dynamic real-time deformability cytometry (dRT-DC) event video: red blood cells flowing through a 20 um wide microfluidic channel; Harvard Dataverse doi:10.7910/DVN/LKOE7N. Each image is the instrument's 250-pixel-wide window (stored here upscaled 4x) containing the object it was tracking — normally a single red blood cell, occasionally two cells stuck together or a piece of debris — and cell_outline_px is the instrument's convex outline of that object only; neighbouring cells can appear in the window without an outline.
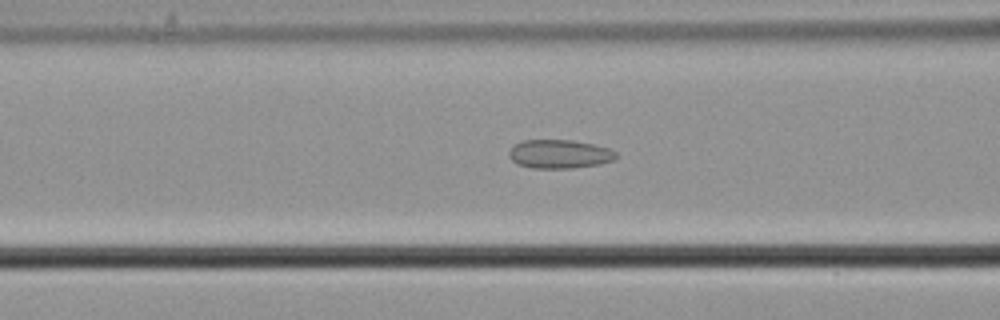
{"species": "common noctule bat (a hibernating species)", "species_latin": "Nyctalus noctula", "temperature_condition": "cold", "stored_images_in_passage": 47, "camera_frame_rate_fps": 3000, "um_per_image_px": 0.085, "animal": {"sex": "male", "body_mass_g": 21.5, "forearm_length_mm": 52.0}, "frame": {"image": 1, "passage_image": 16, "time_ms": 5.0, "image_size_px": [1000, 320], "cell_outline_px": [[616, 156], [612, 160], [600, 164], [572, 168], [532, 168], [516, 164], [508, 156], [508, 152], [516, 144], [524, 140], [572, 140], [592, 144], [608, 148], [616, 152]], "centroid_in_image_um": [47.52, 13.1], "position_along_channel_um": 119.1, "area_um2": 17.8}}
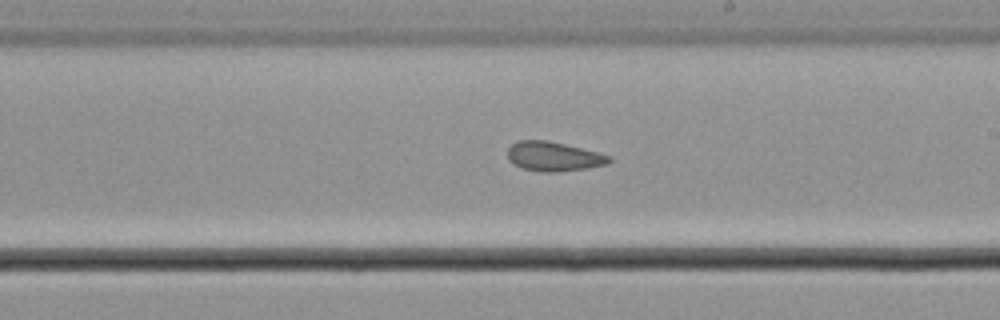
{"frame": {"image": 2, "passage_image": 26, "time_ms": 8.333, "image_size_px": [1000, 320], "cell_outline_px": [[612, 160], [608, 164], [588, 168], [560, 172], [540, 172], [520, 168], [512, 164], [508, 160], [508, 148], [516, 140], [548, 140], [596, 152], [608, 156]], "centroid_in_image_um": [47.0, 13.31], "position_along_channel_um": 242.0, "area_um2": 17.51}}
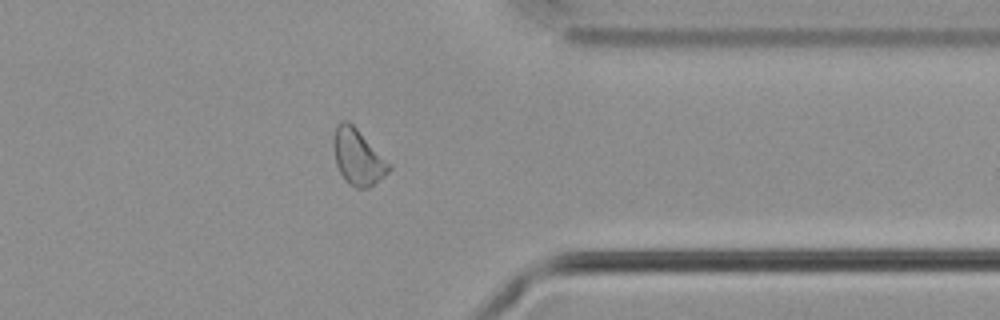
{"frame": {"image": 3, "passage_image": 38, "time_ms": 12.333, "image_size_px": [1000, 320], "cell_outline_px": [[392, 168], [384, 176], [368, 188], [356, 188], [348, 184], [344, 180], [336, 164], [332, 144], [332, 140], [336, 124], [340, 120], [348, 120], [392, 164]], "centroid_in_image_um": [30.4, 13.34], "position_along_channel_um": 381.0, "area_um2": 18.26}}